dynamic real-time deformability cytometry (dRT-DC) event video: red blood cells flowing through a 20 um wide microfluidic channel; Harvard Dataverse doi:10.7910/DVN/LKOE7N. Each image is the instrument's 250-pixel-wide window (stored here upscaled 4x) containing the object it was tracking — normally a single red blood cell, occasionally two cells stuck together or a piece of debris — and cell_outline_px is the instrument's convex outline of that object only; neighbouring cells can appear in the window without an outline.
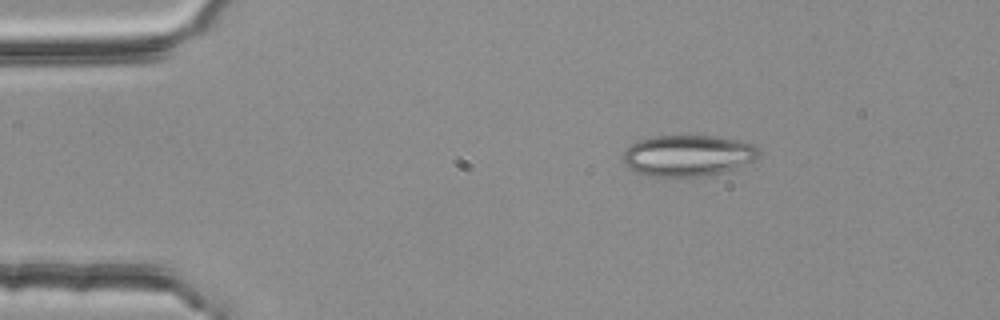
{"species": "common noctule bat (a hibernating species)", "species_latin": "Nyctalus noctula", "temperature_condition": "room temperature", "stored_images_in_passage": 2, "camera_frame_rate_fps": 3000, "um_per_image_px": 0.085, "animal": {"sex": "female", "body_mass_g": 25.1}, "frame": {"image": 1, "passage_image": 1, "time_ms": 0.0, "image_size_px": [1000, 320], "cell_outline_px": [[760, 156], [756, 160], [720, 172], [704, 176], [644, 176], [632, 172], [624, 164], [624, 152], [632, 144], [640, 140], [652, 136], [712, 136], [736, 140], [752, 144], [760, 152]], "centroid_in_image_um": [58.43, 13.23], "position_along_channel_um": 26.6, "area_um2": 32.37}}